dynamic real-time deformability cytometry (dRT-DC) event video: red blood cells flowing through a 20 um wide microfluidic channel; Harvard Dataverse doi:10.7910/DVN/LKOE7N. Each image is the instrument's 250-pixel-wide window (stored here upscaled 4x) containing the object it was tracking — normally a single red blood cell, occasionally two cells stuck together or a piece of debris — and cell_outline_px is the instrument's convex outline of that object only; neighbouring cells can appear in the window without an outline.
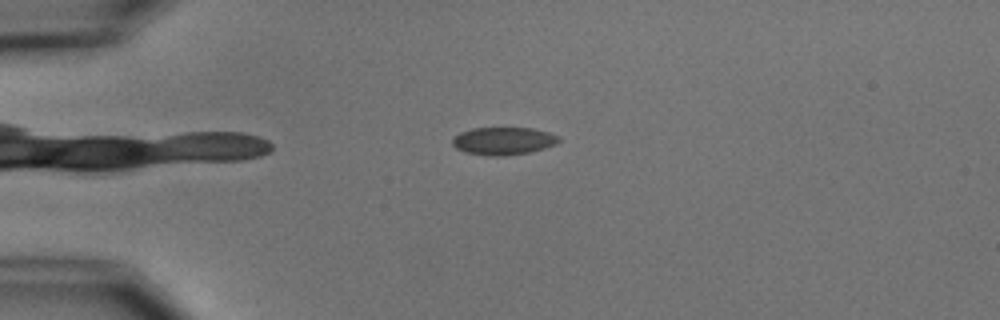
{"species": "common noctule bat (a hibernating species)", "species_latin": "Nyctalus noctula", "temperature_condition": "cold", "stored_images_in_passage": 3, "camera_frame_rate_fps": 3000, "um_per_image_px": 0.085, "animal": {"sex": "male", "body_mass_g": 15.6}, "frame": {"image": 1, "passage_image": 1, "time_ms": 0.0, "image_size_px": [1000, 320], "cell_outline_px": [[560, 140], [556, 144], [544, 148], [528, 152], [504, 156], [492, 156], [464, 152], [456, 148], [452, 144], [452, 140], [460, 132], [472, 128], [532, 128], [548, 132], [560, 136]], "centroid_in_image_um": [42.79, 11.98], "position_along_channel_um": 42.2, "area_um2": 17.11}}